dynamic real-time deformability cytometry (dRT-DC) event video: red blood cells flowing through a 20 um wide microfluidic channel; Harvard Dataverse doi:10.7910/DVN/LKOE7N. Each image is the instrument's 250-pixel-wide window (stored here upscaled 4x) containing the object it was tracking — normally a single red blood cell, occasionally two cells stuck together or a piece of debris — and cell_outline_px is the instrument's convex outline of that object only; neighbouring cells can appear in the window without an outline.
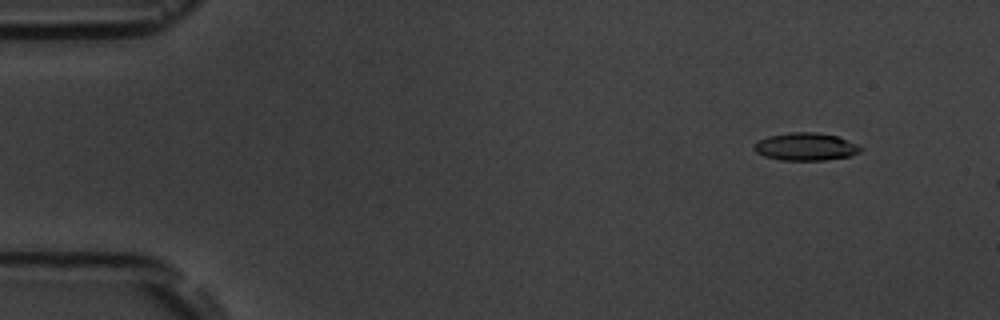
{"species": "common noctule bat (a hibernating species)", "species_latin": "Nyctalus noctula", "temperature_condition": "room temperature", "stored_images_in_passage": 4, "camera_frame_rate_fps": 3000, "um_per_image_px": 0.085, "animal": {"sex": "male", "body_mass_g": 19.5, "forearm_length_mm": 54.6}, "frame": {"image": 1, "passage_image": 2, "time_ms": 1.333, "image_size_px": [1000, 320], "cell_outline_px": [[864, 148], [860, 152], [848, 156], [824, 160], [780, 160], [764, 156], [756, 152], [752, 148], [752, 144], [768, 136], [788, 132], [816, 132], [836, 136], [856, 144]], "centroid_in_image_um": [68.44, 12.47], "position_along_channel_um": 16.6, "area_um2": 17.17}}